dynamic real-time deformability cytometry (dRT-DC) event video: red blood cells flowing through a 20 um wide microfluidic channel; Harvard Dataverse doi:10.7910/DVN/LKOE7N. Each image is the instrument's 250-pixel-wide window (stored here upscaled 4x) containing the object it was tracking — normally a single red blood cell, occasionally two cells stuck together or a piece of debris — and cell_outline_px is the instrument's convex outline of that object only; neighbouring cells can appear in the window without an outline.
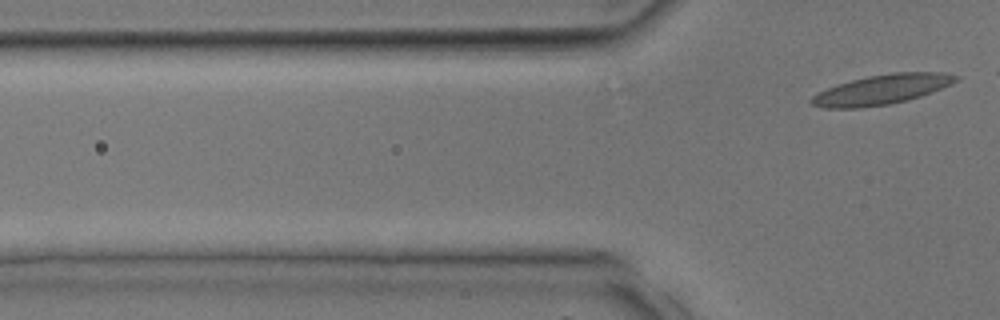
{"species": "common noctule bat (a hibernating species)", "species_latin": "Nyctalus noctula", "temperature_condition": "room temperature", "stored_images_in_passage": 4, "camera_frame_rate_fps": 3000, "um_per_image_px": 0.085, "animal": {"sex": "male", "body_mass_g": 17.9, "forearm_length_mm": 54.2}, "frame": {"image": 1, "passage_image": 4, "time_ms": 1.0, "image_size_px": [1000, 320], "cell_outline_px": [[960, 80], [952, 84], [920, 96], [908, 100], [888, 104], [856, 108], [824, 108], [812, 104], [808, 100], [812, 96], [836, 84], [868, 76], [892, 72], [944, 72], [960, 76]], "centroid_in_image_um": [74.98, 7.6], "position_along_channel_um": 50.8, "area_um2": 25.03}}